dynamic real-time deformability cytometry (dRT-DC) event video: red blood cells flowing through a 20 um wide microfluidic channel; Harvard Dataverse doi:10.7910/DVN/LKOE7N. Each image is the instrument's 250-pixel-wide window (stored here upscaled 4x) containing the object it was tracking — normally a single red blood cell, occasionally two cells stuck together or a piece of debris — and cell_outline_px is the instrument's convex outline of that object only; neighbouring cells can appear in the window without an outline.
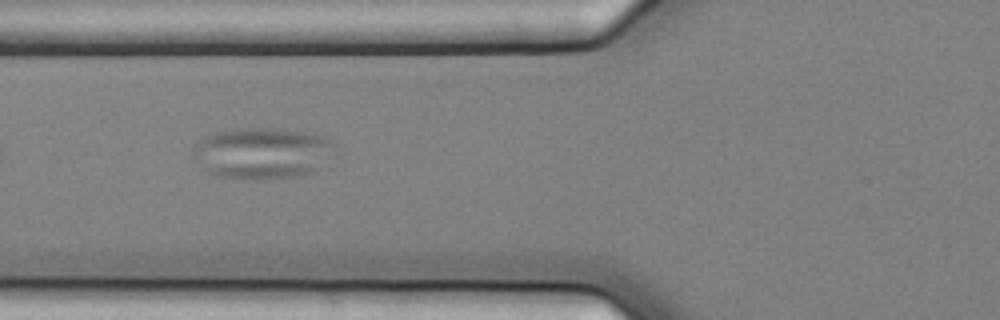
{"species": "common noctule bat (a hibernating species)", "species_latin": "Nyctalus noctula", "temperature_condition": "cold", "stored_images_in_passage": 3, "camera_frame_rate_fps": 3000, "um_per_image_px": 0.085, "animal": {"sex": "female", "body_mass_g": 25.1}, "frame": {"image": 1, "passage_image": 2, "time_ms": 0.333, "image_size_px": [1000, 320], "cell_outline_px": [[328, 144], [312, 172], [300, 176], [256, 180], [216, 176], [208, 172], [192, 160], [188, 156], [192, 148], [204, 136], [216, 132], [244, 128], [284, 128], [304, 132], [320, 136], [328, 140]], "centroid_in_image_um": [22.01, 13.02], "position_along_channel_um": 103.8, "area_um2": 41.33}}
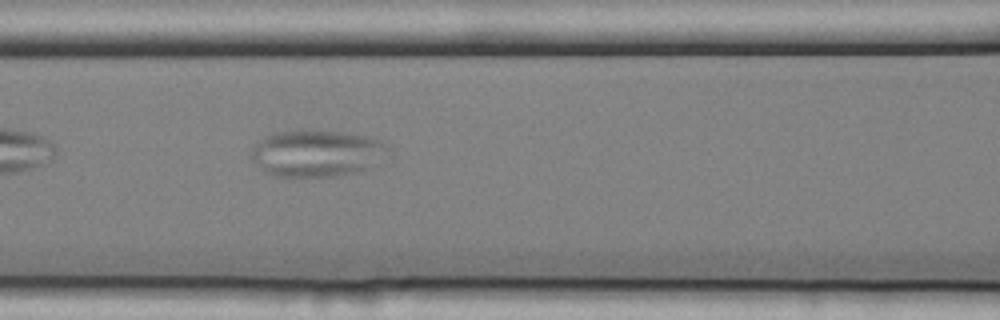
{"frame": {"image": 2, "passage_image": 3, "time_ms": 0.667, "image_size_px": [1000, 320], "cell_outline_px": [[392, 148], [360, 172], [336, 176], [272, 176], [264, 172], [248, 156], [252, 148], [264, 136], [276, 132], [336, 132], [364, 136], [380, 140], [388, 144]], "centroid_in_image_um": [26.86, 13.06], "position_along_channel_um": 139.7, "area_um2": 36.53}}